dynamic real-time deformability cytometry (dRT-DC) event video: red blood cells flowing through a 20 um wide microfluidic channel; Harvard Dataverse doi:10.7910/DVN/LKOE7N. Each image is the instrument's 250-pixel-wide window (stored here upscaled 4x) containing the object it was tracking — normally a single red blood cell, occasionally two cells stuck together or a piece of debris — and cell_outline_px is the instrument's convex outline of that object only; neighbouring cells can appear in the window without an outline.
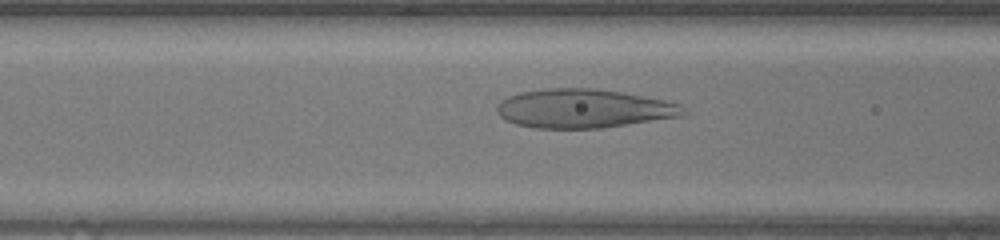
{"species": "human", "species_latin": "Homo sapiens", "temperature_condition": "warm", "stored_images_in_passage": 49, "camera_frame_rate_fps": 3000, "um_per_image_px": 0.085, "donor": {"sex": "female"}, "frame": {"image": 1, "passage_image": 19, "time_ms": 6.0, "image_size_px": [1000, 240], "cell_outline_px": [[692, 112], [684, 116], [600, 128], [536, 128], [516, 124], [504, 120], [496, 112], [496, 104], [500, 100], [516, 92], [544, 88], [596, 88], [620, 92], [664, 100], [680, 104]], "centroid_in_image_um": [49.6, 9.22], "position_along_channel_um": 117.0, "area_um2": 42.71}}
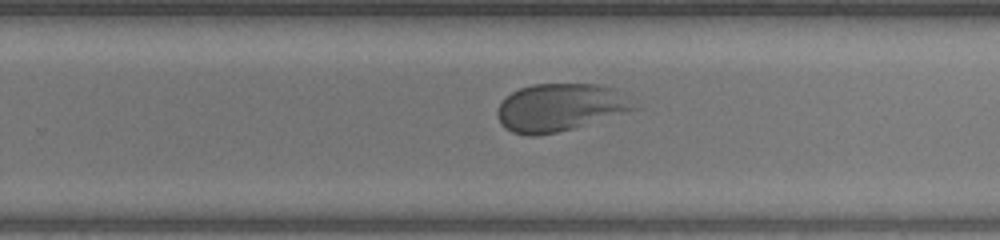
{"frame": {"image": 2, "passage_image": 31, "time_ms": 10.0, "image_size_px": [1000, 240], "cell_outline_px": [[644, 108], [572, 128], [556, 132], [536, 136], [528, 136], [512, 132], [504, 128], [500, 124], [496, 116], [496, 108], [504, 96], [520, 88], [532, 84], [600, 84], [616, 88]], "centroid_in_image_um": [47.63, 9.12], "position_along_channel_um": 282.2, "area_um2": 38.73}}
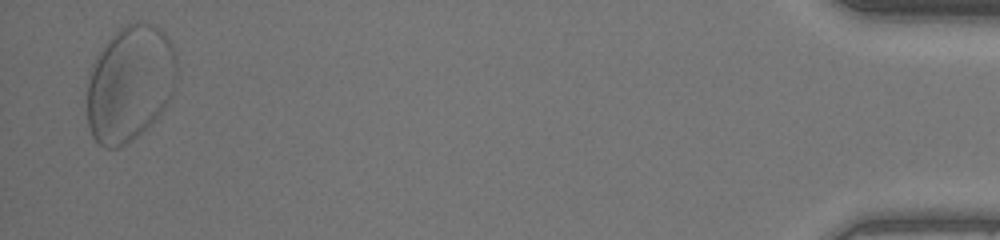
{"frame": {"image": 3, "passage_image": 48, "time_ms": 15.667, "image_size_px": [1000, 240], "cell_outline_px": [[176, 76], [172, 96], [168, 104], [132, 140], [116, 148], [104, 148], [92, 136], [88, 124], [88, 72], [96, 56], [104, 44], [124, 24], [136, 20], [144, 20], [156, 24], [164, 32], [172, 44], [176, 56]], "centroid_in_image_um": [11.04, 7.03], "position_along_channel_um": 424.2, "area_um2": 60.92}}